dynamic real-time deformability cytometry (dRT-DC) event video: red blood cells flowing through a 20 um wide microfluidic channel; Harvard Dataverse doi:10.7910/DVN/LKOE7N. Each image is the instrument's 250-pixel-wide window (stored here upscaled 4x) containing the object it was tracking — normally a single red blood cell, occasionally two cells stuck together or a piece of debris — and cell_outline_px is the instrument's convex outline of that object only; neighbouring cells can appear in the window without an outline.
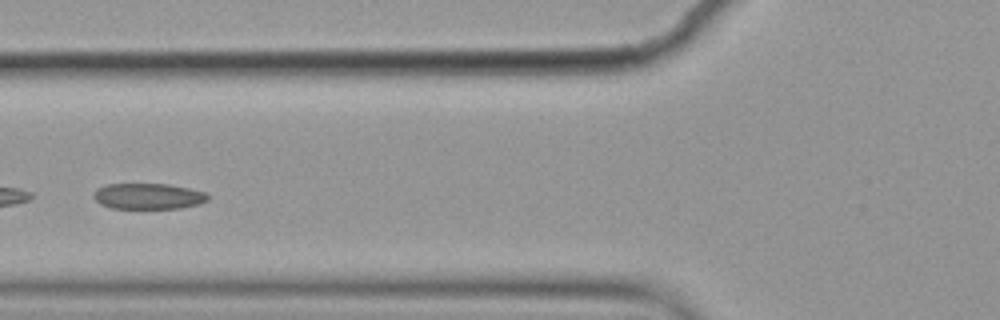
{"species": "common noctule bat (a hibernating species)", "species_latin": "Nyctalus noctula", "temperature_condition": "cold", "stored_images_in_passage": 8, "camera_frame_rate_fps": 3000, "um_per_image_px": 0.085, "animal": {"sex": "female", "body_mass_g": 19.9}, "frame": {"image": 1, "passage_image": 5, "time_ms": 1.333, "image_size_px": [1000, 320], "cell_outline_px": [[208, 200], [200, 204], [180, 208], [112, 208], [100, 204], [92, 196], [96, 188], [108, 184], [168, 184], [208, 192]], "centroid_in_image_um": [12.61, 16.67], "position_along_channel_um": 113.2, "area_um2": 17.28}}
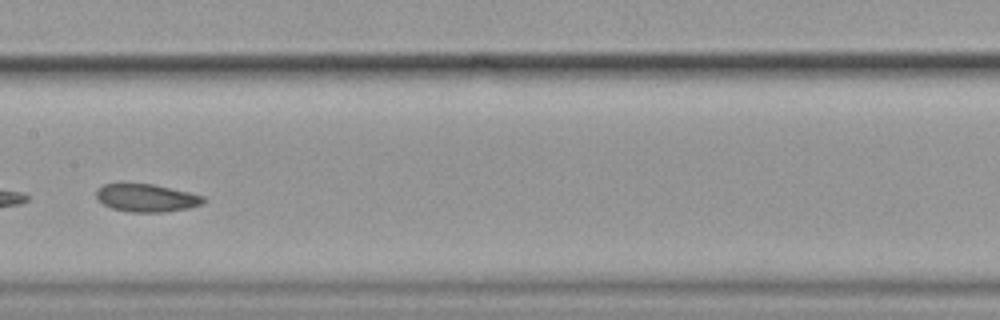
{"frame": {"image": 2, "passage_image": 7, "time_ms": 2.0, "image_size_px": [1000, 320], "cell_outline_px": [[204, 204], [188, 208], [164, 212], [128, 212], [112, 208], [96, 200], [96, 188], [104, 184], [120, 180], [124, 180], [152, 184], [188, 192], [204, 196]], "centroid_in_image_um": [12.35, 16.77], "position_along_channel_um": 195.0, "area_um2": 18.09}}
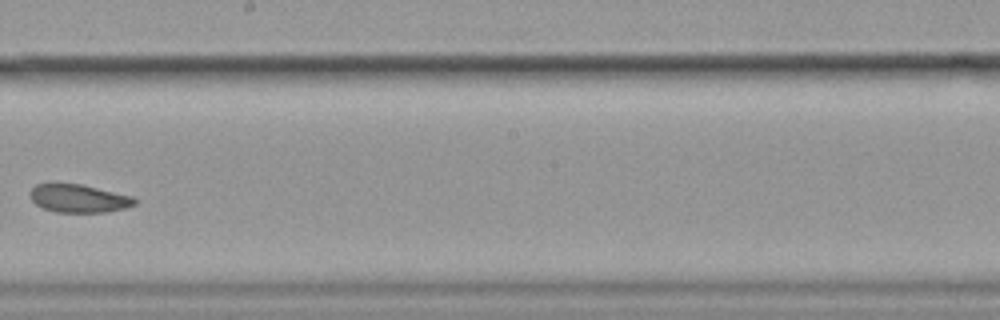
{"frame": {"image": 3, "passage_image": 8, "time_ms": 2.333, "image_size_px": [1000, 320], "cell_outline_px": [[136, 204], [128, 208], [104, 212], [56, 212], [44, 208], [36, 204], [32, 200], [32, 188], [36, 184], [80, 184], [132, 196], [136, 200]], "centroid_in_image_um": [6.74, 16.88], "position_along_channel_um": 241.5, "area_um2": 16.82}}